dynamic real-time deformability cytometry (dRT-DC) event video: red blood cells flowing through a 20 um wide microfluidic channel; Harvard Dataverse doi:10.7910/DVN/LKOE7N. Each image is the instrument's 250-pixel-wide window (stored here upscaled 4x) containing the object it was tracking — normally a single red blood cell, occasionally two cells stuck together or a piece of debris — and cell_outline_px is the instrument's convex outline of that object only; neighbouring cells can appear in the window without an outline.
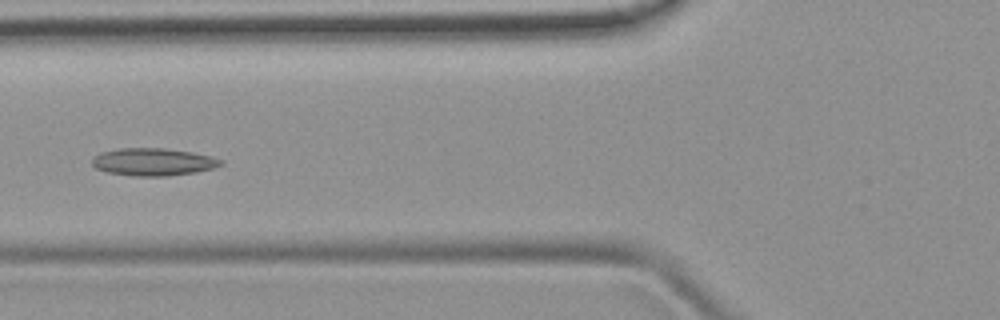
{"species": "common noctule bat (a hibernating species)", "species_latin": "Nyctalus noctula", "temperature_condition": "room temperature", "stored_images_in_passage": 6, "camera_frame_rate_fps": 3000, "um_per_image_px": 0.085, "animal": {"sex": "female", "body_mass_g": 19.9}, "frame": {"image": 1, "passage_image": 6, "time_ms": 6.333, "image_size_px": [1000, 320], "cell_outline_px": [[224, 164], [216, 168], [196, 172], [168, 176], [132, 176], [108, 172], [96, 168], [92, 164], [92, 156], [100, 152], [120, 148], [164, 148], [192, 152], [224, 160]], "centroid_in_image_um": [13.03, 13.76], "position_along_channel_um": 112.8, "area_um2": 20.81}}